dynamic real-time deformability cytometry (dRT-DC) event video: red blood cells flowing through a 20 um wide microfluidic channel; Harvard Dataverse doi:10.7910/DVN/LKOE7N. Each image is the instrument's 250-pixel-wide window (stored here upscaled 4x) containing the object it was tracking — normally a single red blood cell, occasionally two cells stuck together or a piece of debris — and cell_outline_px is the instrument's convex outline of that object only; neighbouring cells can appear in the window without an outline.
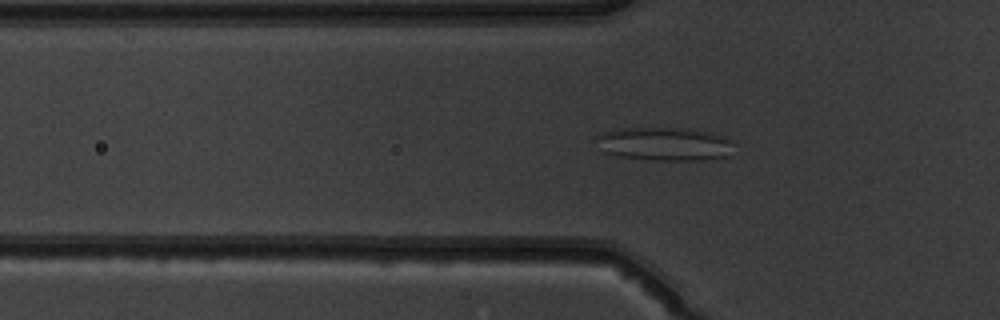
{"species": "common noctule bat (a hibernating species)", "species_latin": "Nyctalus noctula", "temperature_condition": "warm", "stored_images_in_passage": 51, "camera_frame_rate_fps": 3000, "um_per_image_px": 0.085, "animal": {"sex": "male", "body_mass_g": 19.5, "forearm_length_mm": 54.6}, "frame": {"image": 1, "passage_image": 17, "time_ms": 5.333, "image_size_px": [1000, 320], "cell_outline_px": [[736, 144], [732, 156], [704, 160], [652, 160], [620, 156], [604, 152], [596, 136], [604, 132], [624, 128], [688, 128], [708, 132], [732, 140]], "centroid_in_image_um": [56.6, 12.24], "position_along_channel_um": 69.2, "area_um2": 26.88}}
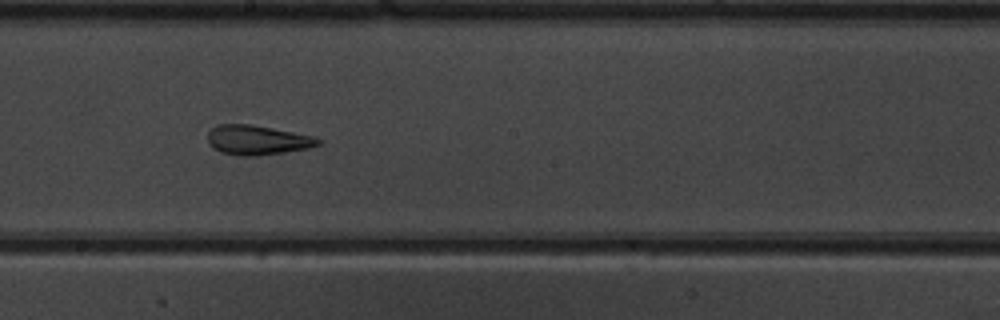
{"frame": {"image": 2, "passage_image": 29, "time_ms": 9.333, "image_size_px": [1000, 320], "cell_outline_px": [[324, 140], [320, 144], [308, 148], [284, 152], [256, 156], [240, 156], [220, 152], [212, 148], [208, 144], [208, 132], [216, 124], [248, 124], [272, 128], [316, 136]], "centroid_in_image_um": [21.87, 11.9], "position_along_channel_um": 226.3, "area_um2": 19.25}}
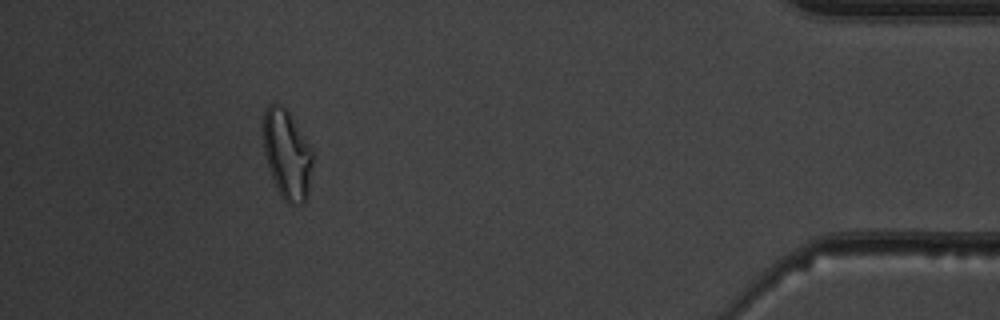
{"frame": {"image": 3, "passage_image": 47, "time_ms": 15.333, "image_size_px": [1000, 320], "cell_outline_px": [[312, 164], [308, 196], [304, 204], [288, 204], [280, 196], [268, 168], [264, 152], [264, 112], [268, 104], [280, 104], [288, 112], [312, 148]], "centroid_in_image_um": [24.41, 13.17], "position_along_channel_um": 410.8, "area_um2": 25.61}, "authors_computed_cell_mechanics": {"area_um2": 23.1778, "velocity_mm_per_s": 3.9368, "shape_relaxation_time_tau1_ms": null, "shape_relaxation_time_tau2_ms": 3.9777, "deformation_change_tau1": null, "deformation_change_tau2": 0.1251}}